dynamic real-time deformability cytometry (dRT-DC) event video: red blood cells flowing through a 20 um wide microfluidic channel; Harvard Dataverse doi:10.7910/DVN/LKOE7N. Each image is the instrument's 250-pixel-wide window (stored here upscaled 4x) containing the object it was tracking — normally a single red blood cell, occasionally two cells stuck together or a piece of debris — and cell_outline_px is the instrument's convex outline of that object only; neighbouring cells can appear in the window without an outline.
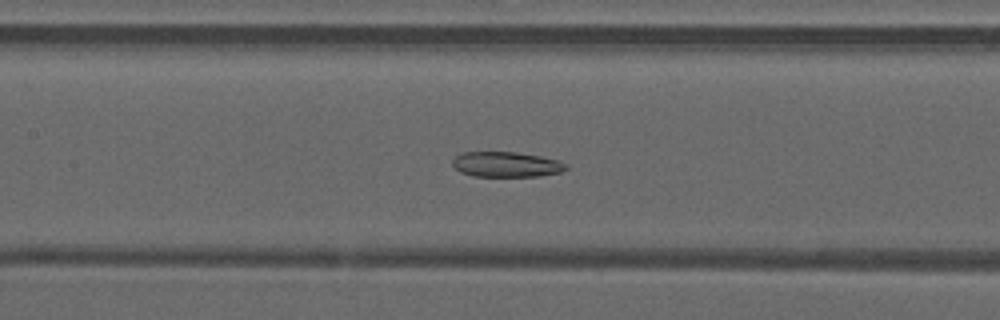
{"species": "common noctule bat (a hibernating species)", "species_latin": "Nyctalus noctula", "temperature_condition": "warm", "stored_images_in_passage": 36, "camera_frame_rate_fps": 3000, "um_per_image_px": 0.085, "animal": {"sex": "male", "forearm_length_mm": 52.5}, "frame": {"image": 1, "passage_image": 9, "time_ms": 2.667, "image_size_px": [1000, 320], "cell_outline_px": [[568, 168], [560, 172], [540, 176], [472, 176], [460, 172], [452, 164], [452, 160], [460, 152], [516, 152], [540, 156], [560, 160], [568, 164]], "centroid_in_image_um": [43.05, 13.97], "position_along_channel_um": 164.4, "area_um2": 16.82}}
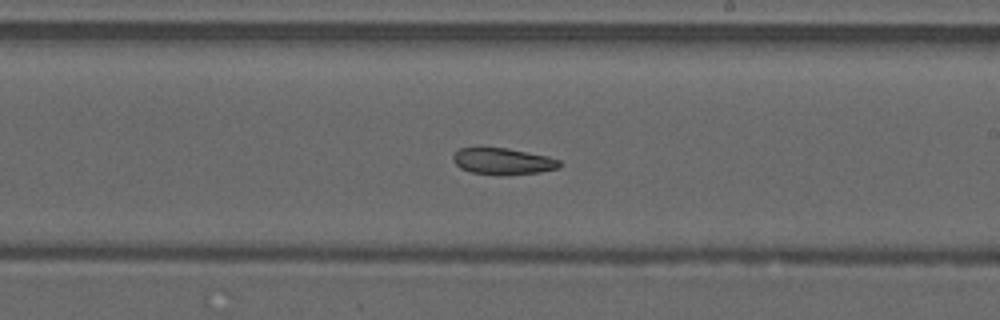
{"frame": {"image": 2, "passage_image": 15, "time_ms": 4.667, "image_size_px": [1000, 320], "cell_outline_px": [[560, 164], [556, 168], [540, 172], [500, 176], [472, 172], [460, 168], [452, 160], [452, 156], [460, 148], [476, 144], [508, 148], [548, 156], [560, 160]], "centroid_in_image_um": [42.66, 13.67], "position_along_channel_um": 246.3, "area_um2": 17.11}}
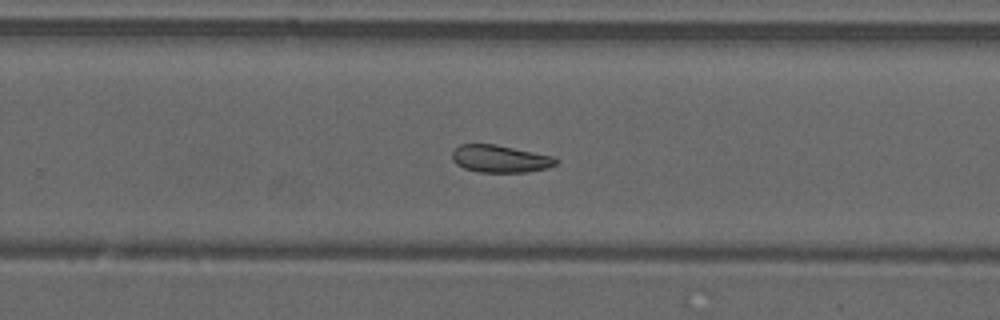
{"frame": {"image": 3, "passage_image": 18, "time_ms": 5.667, "image_size_px": [1000, 320], "cell_outline_px": [[560, 160], [556, 164], [548, 168], [528, 172], [476, 172], [464, 168], [456, 164], [452, 160], [452, 152], [460, 144], [496, 144], [552, 156]], "centroid_in_image_um": [42.51, 13.5], "position_along_channel_um": 287.3, "area_um2": 16.65}}